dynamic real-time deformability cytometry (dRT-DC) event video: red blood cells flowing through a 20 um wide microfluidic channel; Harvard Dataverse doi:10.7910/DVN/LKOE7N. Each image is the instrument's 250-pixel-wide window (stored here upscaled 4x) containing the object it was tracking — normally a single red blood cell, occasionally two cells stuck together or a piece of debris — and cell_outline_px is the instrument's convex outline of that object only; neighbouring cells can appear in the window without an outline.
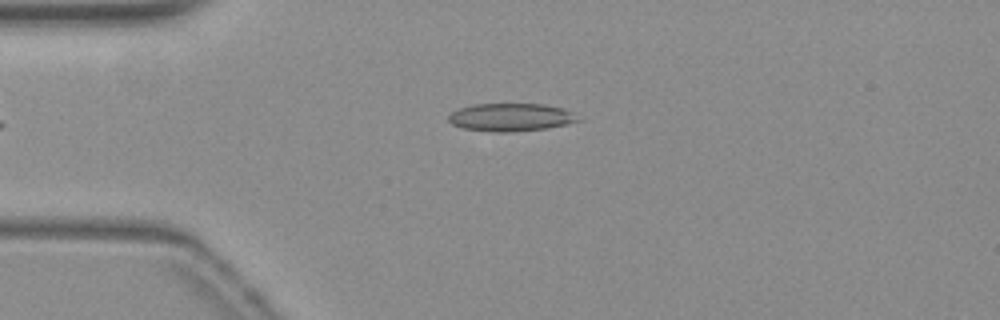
{"species": "common noctule bat (a hibernating species)", "species_latin": "Nyctalus noctula", "temperature_condition": "warm", "stored_images_in_passage": 40, "camera_frame_rate_fps": 3000, "um_per_image_px": 0.085, "animal": {"sex": "female", "body_mass_g": 19.3, "forearm_length_mm": 54.1}, "frame": {"image": 1, "passage_image": 5, "time_ms": 1.333, "image_size_px": [1000, 320], "cell_outline_px": [[580, 120], [564, 124], [544, 128], [508, 132], [496, 132], [464, 128], [452, 124], [448, 120], [448, 116], [452, 112], [460, 108], [472, 104], [544, 104], [564, 108]], "centroid_in_image_um": [43.36, 9.95], "position_along_channel_um": 41.6, "area_um2": 20.63}}
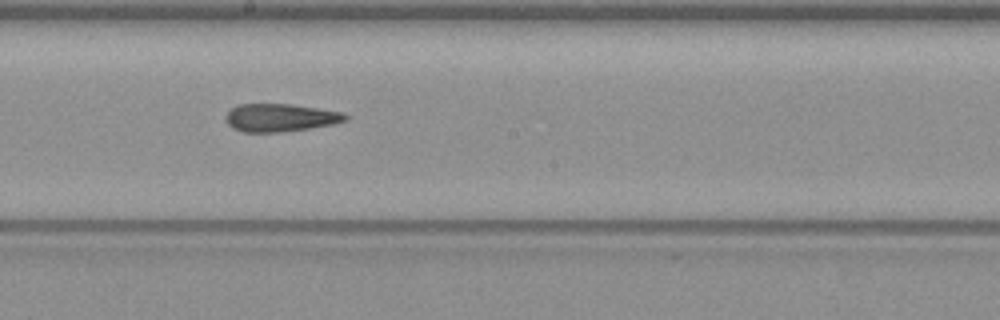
{"frame": {"image": 2, "passage_image": 21, "time_ms": 6.667, "image_size_px": [1000, 320], "cell_outline_px": [[348, 120], [332, 124], [308, 128], [280, 132], [244, 132], [232, 128], [228, 124], [228, 112], [232, 108], [240, 104], [292, 104], [344, 112], [348, 116]], "centroid_in_image_um": [23.87, 10.0], "position_along_channel_um": 224.3, "area_um2": 19.25}}
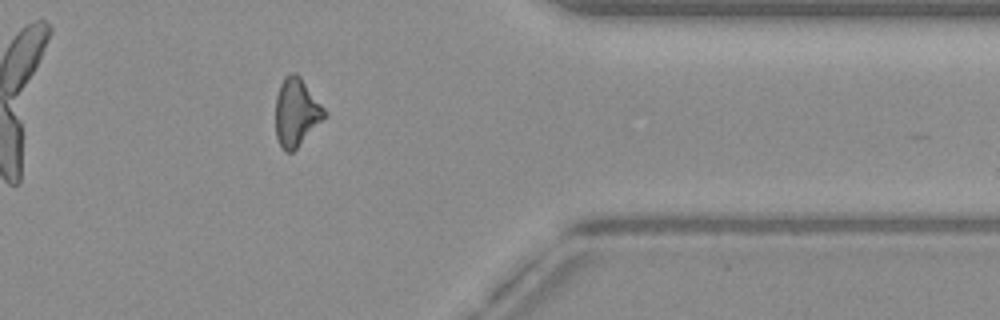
{"frame": {"image": 3, "passage_image": 35, "time_ms": 11.333, "image_size_px": [1000, 320], "cell_outline_px": [[324, 116], [296, 148], [292, 152], [284, 152], [276, 136], [276, 96], [280, 84], [284, 76], [292, 72], [296, 72], [300, 76], [324, 108]], "centroid_in_image_um": [25.13, 9.5], "position_along_channel_um": 386.3, "area_um2": 18.79}, "authors_computed_cell_mechanics": {"area_um2": 20.0855, "velocity_mm_per_s": 3.8541, "shape_relaxation_time_tau1_ms": null, "shape_relaxation_time_tau2_ms": 2.8652, "deformation_change_tau1": null, "deformation_change_tau2": 0.1166}}